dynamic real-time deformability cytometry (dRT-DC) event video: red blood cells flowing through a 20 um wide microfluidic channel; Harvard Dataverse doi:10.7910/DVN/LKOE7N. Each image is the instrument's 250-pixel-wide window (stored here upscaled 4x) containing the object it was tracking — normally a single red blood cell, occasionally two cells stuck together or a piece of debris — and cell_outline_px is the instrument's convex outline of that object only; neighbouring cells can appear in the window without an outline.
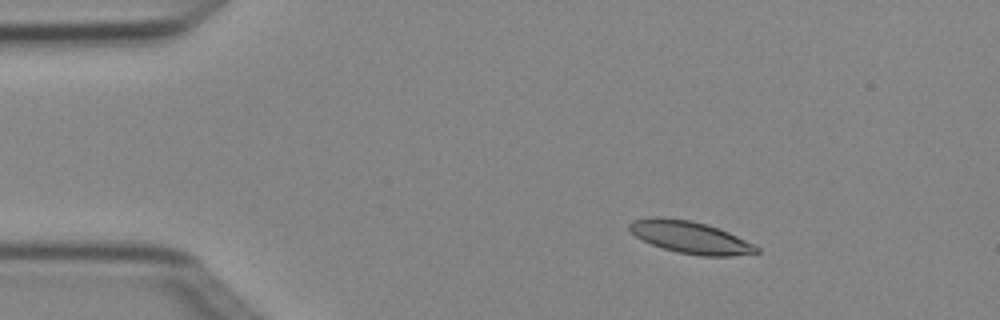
{"species": "Egyptian fruit bat (a non-hibernating species)", "species_latin": "Rousettus aegyptiacus", "temperature_condition": "cold", "stored_images_in_passage": 5, "camera_frame_rate_fps": 3000, "um_per_image_px": 0.085, "animal": {"sex": "female"}, "frame": {"image": 1, "passage_image": 3, "time_ms": 0.667, "image_size_px": [1000, 320], "cell_outline_px": [[760, 252], [732, 256], [700, 256], [676, 252], [652, 244], [636, 236], [628, 228], [628, 224], [632, 220], [652, 216], [656, 216], [688, 220], [704, 224], [728, 232], [760, 248]], "centroid_in_image_um": [58.64, 20.17], "position_along_channel_um": 26.4, "area_um2": 23.52}}
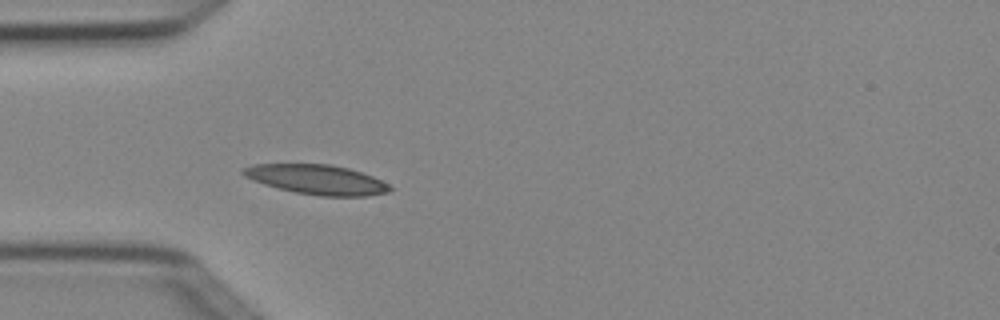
{"frame": {"image": 2, "passage_image": 5, "time_ms": 1.333, "image_size_px": [1000, 320], "cell_outline_px": [[392, 188], [388, 192], [364, 196], [320, 196], [296, 192], [264, 184], [252, 180], [244, 176], [240, 172], [244, 168], [252, 164], [328, 164], [348, 168], [372, 176], [388, 184]], "centroid_in_image_um": [26.9, 15.26], "position_along_channel_um": 58.1, "area_um2": 25.09}}